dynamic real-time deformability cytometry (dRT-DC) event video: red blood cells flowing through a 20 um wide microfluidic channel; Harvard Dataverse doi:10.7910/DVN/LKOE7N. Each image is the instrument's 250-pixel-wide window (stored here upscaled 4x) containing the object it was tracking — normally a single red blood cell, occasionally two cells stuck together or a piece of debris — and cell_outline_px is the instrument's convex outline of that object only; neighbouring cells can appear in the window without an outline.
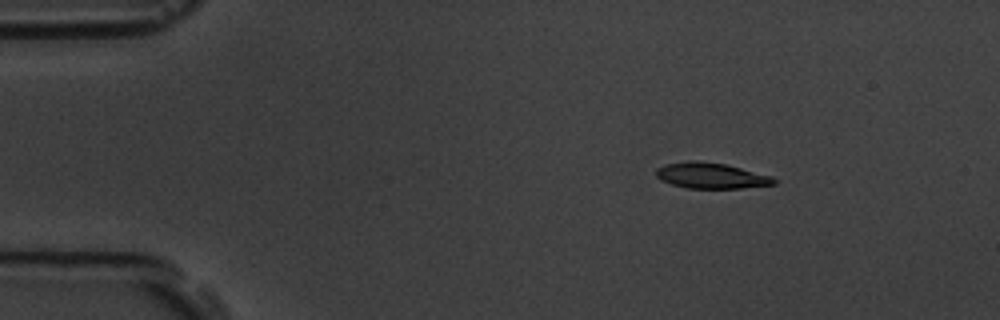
{"species": "common noctule bat (a hibernating species)", "species_latin": "Nyctalus noctula", "temperature_condition": "room temperature", "stored_images_in_passage": 4, "camera_frame_rate_fps": 3000, "um_per_image_px": 0.085, "animal": {"sex": "male", "body_mass_g": 19.5, "forearm_length_mm": 54.6}, "frame": {"image": 1, "passage_image": 2, "time_ms": 2.333, "image_size_px": [1000, 320], "cell_outline_px": [[776, 184], [740, 188], [688, 188], [672, 184], [660, 180], [656, 176], [656, 168], [664, 164], [692, 160], [696, 160], [728, 164], [772, 176], [776, 180]], "centroid_in_image_um": [60.44, 14.92], "position_along_channel_um": 24.6, "area_um2": 17.8}}